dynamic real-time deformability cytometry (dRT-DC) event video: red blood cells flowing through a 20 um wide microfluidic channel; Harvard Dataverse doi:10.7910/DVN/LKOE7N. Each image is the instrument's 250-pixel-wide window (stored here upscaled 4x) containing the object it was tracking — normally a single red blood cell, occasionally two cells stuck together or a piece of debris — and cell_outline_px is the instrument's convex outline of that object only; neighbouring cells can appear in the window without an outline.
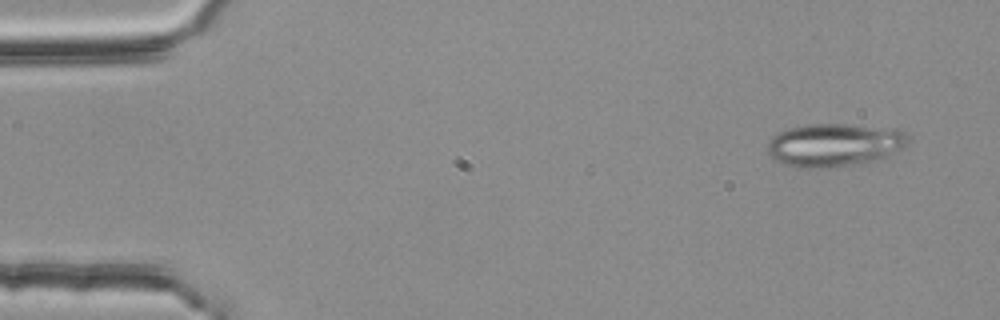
{"species": "common noctule bat (a hibernating species)", "species_latin": "Nyctalus noctula", "temperature_condition": "room temperature", "stored_images_in_passage": 3, "camera_frame_rate_fps": 3000, "um_per_image_px": 0.085, "animal": {"sex": "female", "body_mass_g": 25.1}, "frame": {"image": 1, "passage_image": 1, "time_ms": 0.0, "image_size_px": [1000, 320], "cell_outline_px": [[908, 144], [904, 148], [892, 156], [864, 164], [828, 168], [796, 168], [784, 164], [776, 160], [768, 152], [768, 144], [772, 136], [780, 132], [792, 128], [808, 124], [844, 124], [896, 128], [904, 132], [908, 136]], "centroid_in_image_um": [71.0, 12.34], "position_along_channel_um": 14.0, "area_um2": 35.95}}